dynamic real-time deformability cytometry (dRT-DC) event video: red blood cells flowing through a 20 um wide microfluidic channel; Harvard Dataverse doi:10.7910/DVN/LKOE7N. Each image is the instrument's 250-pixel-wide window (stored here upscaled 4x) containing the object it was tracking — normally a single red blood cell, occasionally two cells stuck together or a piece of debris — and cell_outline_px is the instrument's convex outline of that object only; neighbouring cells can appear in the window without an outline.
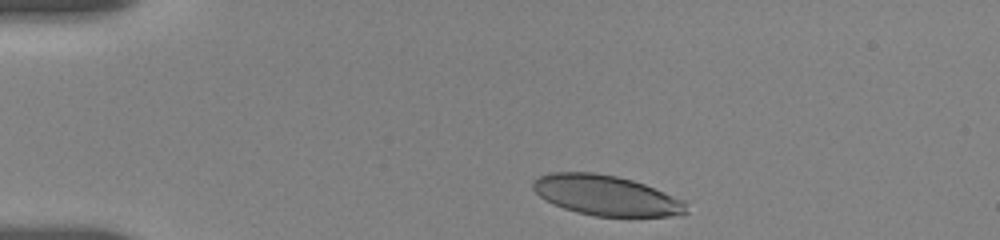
{"species": "human", "species_latin": "Homo sapiens", "temperature_condition": "room temperature", "stored_images_in_passage": 7, "camera_frame_rate_fps": 3000, "um_per_image_px": 0.085, "donor": {"sex": "female"}, "frame": {"image": 1, "passage_image": 1, "time_ms": 0.0, "image_size_px": [1000, 240], "cell_outline_px": [[688, 212], [680, 216], [628, 220], [596, 216], [576, 212], [552, 204], [540, 196], [532, 188], [532, 180], [548, 172], [592, 172], [616, 176], [632, 180], [644, 184], [684, 200]], "centroid_in_image_um": [51.59, 16.67], "position_along_channel_um": 33.4, "area_um2": 37.11}}
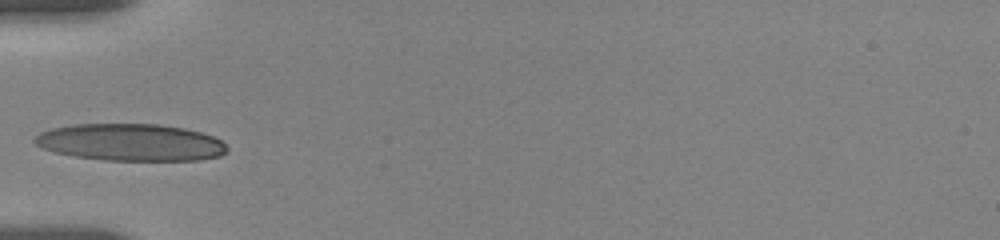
{"frame": {"image": 2, "passage_image": 5, "time_ms": 2.667, "image_size_px": [1000, 240], "cell_outline_px": [[228, 152], [220, 156], [200, 160], [104, 160], [76, 156], [56, 152], [44, 148], [36, 144], [32, 140], [40, 132], [52, 128], [72, 124], [160, 124], [184, 128], [200, 132], [212, 136], [220, 140], [228, 148]], "centroid_in_image_um": [11.12, 12.09], "position_along_channel_um": 73.9, "area_um2": 41.5}}
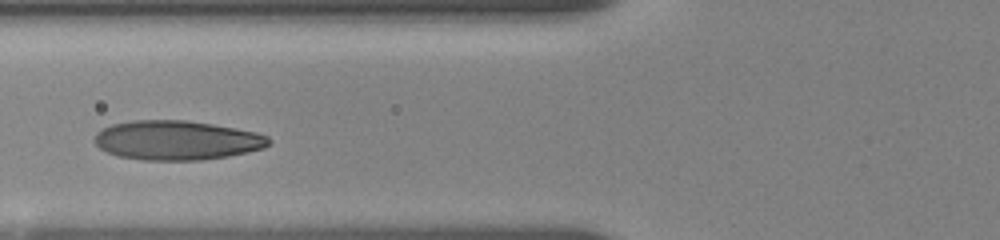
{"frame": {"image": 3, "passage_image": 6, "time_ms": 3.667, "image_size_px": [1000, 240], "cell_outline_px": [[272, 140], [264, 148], [248, 152], [228, 156], [204, 160], [144, 160], [116, 156], [100, 148], [92, 140], [96, 132], [112, 124], [132, 120], [188, 120], [236, 128], [256, 132], [268, 136]], "centroid_in_image_um": [15.02, 11.92], "position_along_channel_um": 110.8, "area_um2": 40.23}}